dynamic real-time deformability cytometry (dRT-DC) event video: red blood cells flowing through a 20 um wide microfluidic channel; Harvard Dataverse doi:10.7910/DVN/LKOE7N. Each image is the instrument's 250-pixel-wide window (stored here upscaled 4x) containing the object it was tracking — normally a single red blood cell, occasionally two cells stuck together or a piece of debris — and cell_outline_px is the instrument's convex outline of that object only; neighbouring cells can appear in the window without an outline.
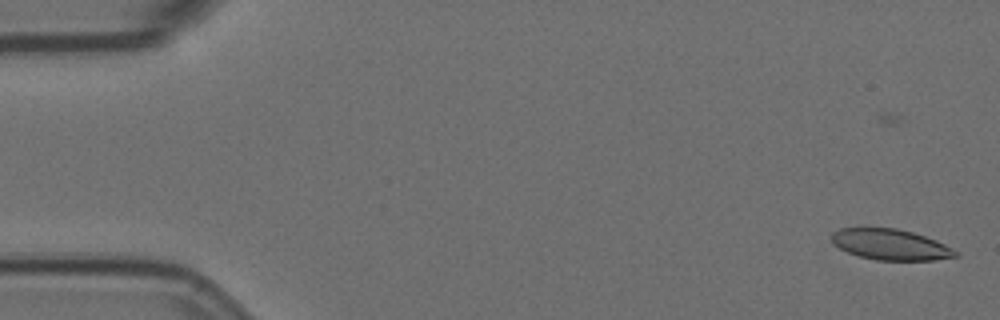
{"species": "Egyptian fruit bat (a non-hibernating species)", "species_latin": "Rousettus aegyptiacus", "temperature_condition": "room temperature", "stored_images_in_passage": 61, "camera_frame_rate_fps": 3000, "um_per_image_px": 0.085, "animal": {"sex": "female"}, "frame": {"image": 1, "passage_image": 6, "time_ms": 1.667, "image_size_px": [1000, 320], "cell_outline_px": [[960, 256], [936, 260], [876, 260], [860, 256], [848, 252], [832, 244], [832, 232], [840, 228], [896, 228], [912, 232], [936, 240], [960, 252]], "centroid_in_image_um": [75.72, 20.79], "position_along_channel_um": 9.3, "area_um2": 22.25}}
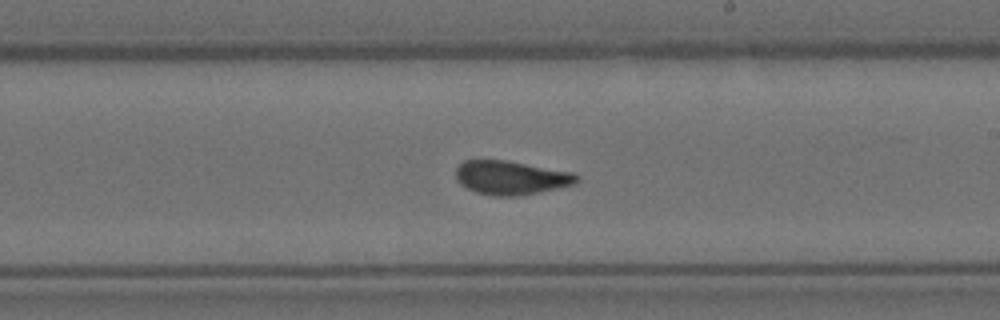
{"frame": {"image": 2, "passage_image": 37, "time_ms": 12.0, "image_size_px": [1000, 320], "cell_outline_px": [[580, 180], [576, 184], [520, 196], [496, 196], [476, 192], [460, 184], [456, 180], [456, 168], [464, 160], [508, 160], [572, 172], [580, 176]], "centroid_in_image_um": [43.46, 15.1], "position_along_channel_um": 245.5, "area_um2": 23.99}}
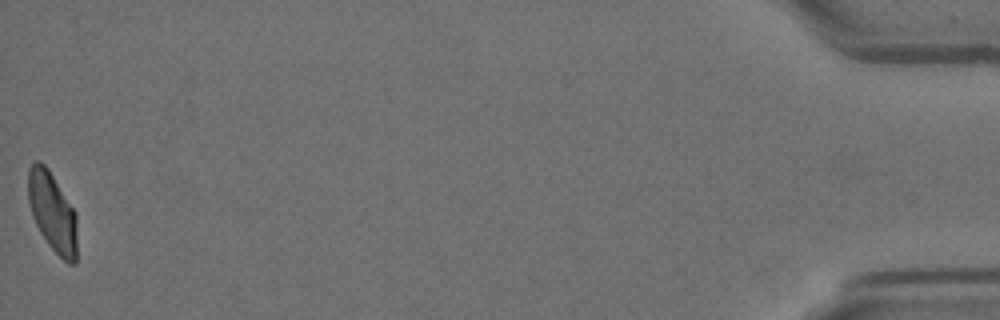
{"frame": {"image": 3, "passage_image": 61, "time_ms": 20.0, "image_size_px": [1000, 320], "cell_outline_px": [[76, 264], [68, 264], [48, 244], [40, 232], [32, 216], [28, 204], [28, 168], [36, 160], [40, 160], [48, 168], [76, 212]], "centroid_in_image_um": [4.44, 18.0], "position_along_channel_um": 430.8, "area_um2": 22.72}, "authors_computed_cell_mechanics": {"area_um2": 23.698, "velocity_mm_per_s": 3.577, "shape_relaxation_time_tau1_ms": null, "shape_relaxation_time_tau2_ms": 0.9528, "deformation_change_tau1": null, "deformation_change_tau2": 0.0693}}